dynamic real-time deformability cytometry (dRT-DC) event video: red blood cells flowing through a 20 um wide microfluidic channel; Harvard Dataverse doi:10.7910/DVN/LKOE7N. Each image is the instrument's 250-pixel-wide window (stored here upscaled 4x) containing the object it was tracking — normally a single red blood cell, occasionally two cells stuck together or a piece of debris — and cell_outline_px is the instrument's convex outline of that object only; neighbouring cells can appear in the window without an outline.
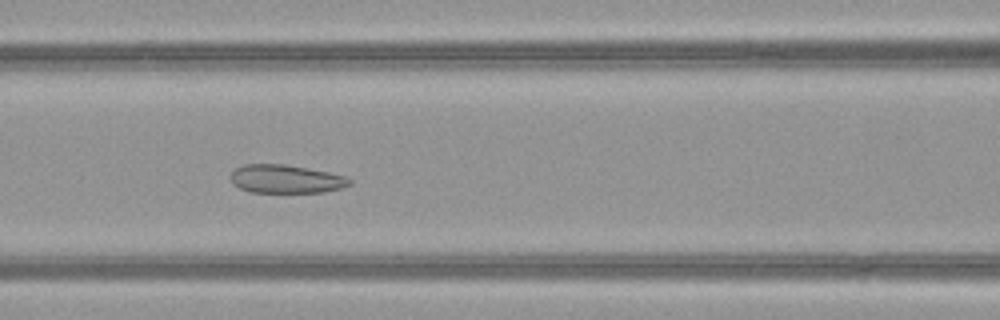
{"species": "common noctule bat (a hibernating species)", "species_latin": "Nyctalus noctula", "temperature_condition": "warm", "stored_images_in_passage": 40, "camera_frame_rate_fps": 3000, "um_per_image_px": 0.085, "animal": {"sex": "female", "body_mass_g": 21.9}, "frame": {"image": 1, "passage_image": 11, "time_ms": 3.333, "image_size_px": [1000, 320], "cell_outline_px": [[352, 184], [340, 188], [324, 192], [252, 192], [240, 188], [232, 184], [232, 172], [236, 168], [244, 164], [284, 164], [308, 168], [328, 172], [344, 176], [352, 180]], "centroid_in_image_um": [24.31, 15.21], "position_along_channel_um": 142.3, "area_um2": 19.54}}
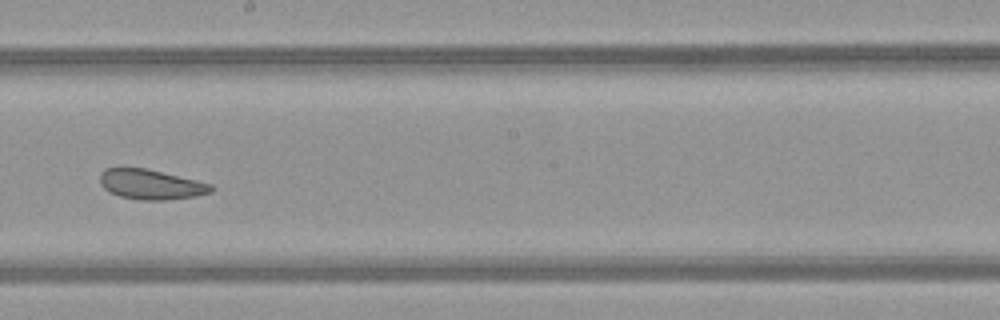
{"frame": {"image": 2, "passage_image": 18, "time_ms": 5.667, "image_size_px": [1000, 320], "cell_outline_px": [[212, 192], [196, 196], [164, 200], [140, 200], [120, 196], [108, 192], [100, 184], [100, 172], [104, 168], [148, 168], [212, 184]], "centroid_in_image_um": [12.8, 15.67], "position_along_channel_um": 235.4, "area_um2": 19.48}}
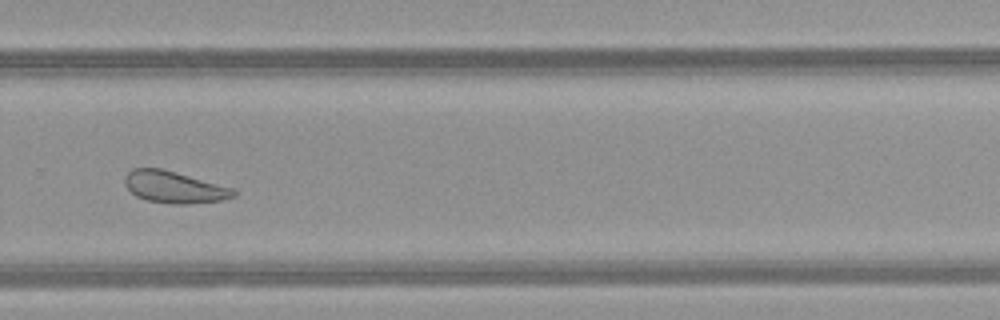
{"frame": {"image": 3, "passage_image": 24, "time_ms": 7.667, "image_size_px": [1000, 320], "cell_outline_px": [[240, 192], [236, 196], [224, 200], [188, 204], [172, 204], [148, 200], [136, 196], [124, 184], [124, 176], [132, 168], [160, 168], [236, 188]], "centroid_in_image_um": [14.87, 15.91], "position_along_channel_um": 314.9, "area_um2": 20.4}, "authors_computed_cell_mechanics": {"area_um2": 21.7328, "velocity_mm_per_s": 3.9993, "shape_relaxation_time_tau1_ms": null, "shape_relaxation_time_tau2_ms": 1.859, "deformation_change_tau1": null, "deformation_change_tau2": 0.0879}}